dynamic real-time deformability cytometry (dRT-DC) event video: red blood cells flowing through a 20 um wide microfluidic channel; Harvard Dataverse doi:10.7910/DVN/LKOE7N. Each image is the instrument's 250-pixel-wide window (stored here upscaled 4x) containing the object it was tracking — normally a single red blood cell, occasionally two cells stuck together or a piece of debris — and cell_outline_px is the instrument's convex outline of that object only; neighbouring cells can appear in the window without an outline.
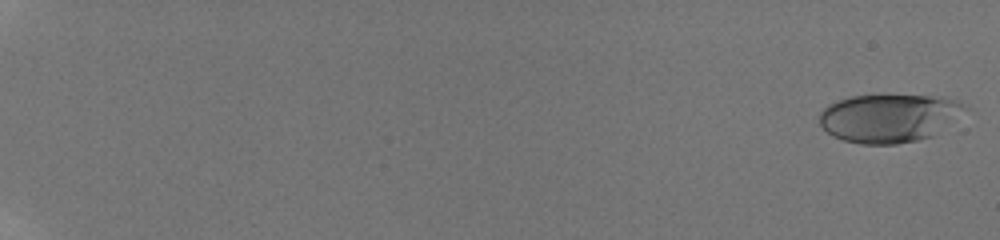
{"species": "human", "species_latin": "Homo sapiens", "temperature_condition": "room temperature", "stored_images_in_passage": 72, "camera_frame_rate_fps": 3000, "um_per_image_px": 0.085, "donor": {"sex": "male"}, "frame": {"image": 1, "passage_image": 1, "time_ms": 0.0, "image_size_px": [1000, 240], "cell_outline_px": [[972, 108], [932, 136], [916, 140], [896, 144], [860, 144], [844, 140], [832, 136], [820, 124], [820, 112], [828, 104], [836, 100], [852, 96], [944, 96], [960, 100], [968, 104]], "centroid_in_image_um": [75.64, 10.02], "position_along_channel_um": 9.4, "area_um2": 41.27}}
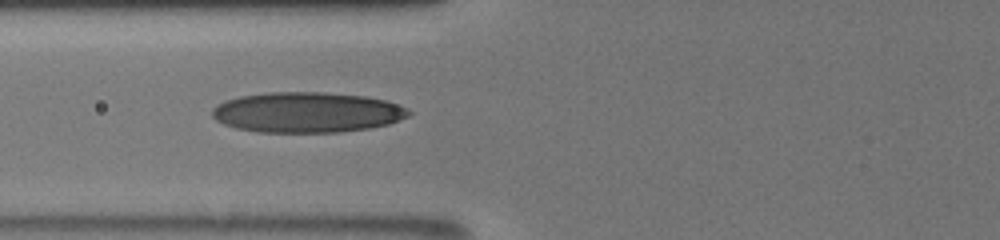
{"frame": {"image": 2, "passage_image": 36, "time_ms": 8.667, "image_size_px": [1000, 240], "cell_outline_px": [[412, 112], [408, 116], [388, 124], [368, 128], [340, 132], [256, 132], [236, 128], [224, 124], [216, 120], [212, 116], [212, 108], [216, 104], [224, 100], [240, 96], [268, 92], [324, 92], [364, 96], [384, 100], [408, 108]], "centroid_in_image_um": [26.05, 9.54], "position_along_channel_um": 99.7, "area_um2": 46.36}}
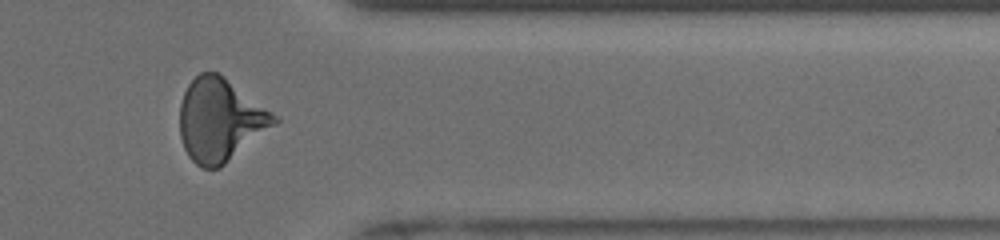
{"frame": {"image": 3, "passage_image": 65, "time_ms": 16.333, "image_size_px": [1000, 240], "cell_outline_px": [[280, 120], [276, 124], [220, 168], [200, 168], [188, 156], [184, 148], [180, 136], [180, 104], [184, 92], [188, 84], [200, 72], [220, 72], [276, 116]], "centroid_in_image_um": [18.69, 10.2], "position_along_channel_um": 392.7, "area_um2": 45.43}, "authors_computed_cell_mechanics": {"area_um2": 42.6853, "velocity_mm_per_s": 3.8894, "shape_relaxation_time_tau1_ms": 4.9427, "shape_relaxation_time_tau2_ms": 1.1154, "deformation_change_tau1": 0.184, "deformation_change_tau2": 0.0854}}